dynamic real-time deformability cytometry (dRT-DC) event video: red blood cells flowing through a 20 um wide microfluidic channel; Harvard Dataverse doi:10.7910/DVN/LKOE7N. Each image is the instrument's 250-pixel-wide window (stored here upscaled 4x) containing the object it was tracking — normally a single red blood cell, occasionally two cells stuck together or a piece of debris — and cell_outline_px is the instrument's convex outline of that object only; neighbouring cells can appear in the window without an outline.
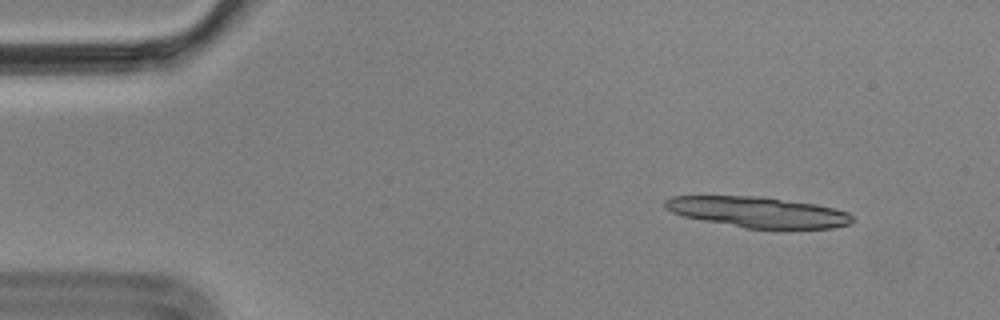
{"species": "Egyptian fruit bat (a non-hibernating species)", "species_latin": "Rousettus aegyptiacus", "temperature_condition": "cold", "stored_images_in_passage": 3, "camera_frame_rate_fps": 3000, "um_per_image_px": 0.085, "animal": {"sex": "male"}, "frame": {"image": 1, "passage_image": 1, "time_ms": 0.0, "image_size_px": [1000, 320], "cell_outline_px": [[856, 220], [852, 224], [832, 228], [744, 228], [684, 216], [672, 212], [664, 208], [664, 200], [672, 196], [760, 196], [816, 204], [848, 212]], "centroid_in_image_um": [64.45, 18.02], "position_along_channel_um": 20.6, "area_um2": 33.41}}